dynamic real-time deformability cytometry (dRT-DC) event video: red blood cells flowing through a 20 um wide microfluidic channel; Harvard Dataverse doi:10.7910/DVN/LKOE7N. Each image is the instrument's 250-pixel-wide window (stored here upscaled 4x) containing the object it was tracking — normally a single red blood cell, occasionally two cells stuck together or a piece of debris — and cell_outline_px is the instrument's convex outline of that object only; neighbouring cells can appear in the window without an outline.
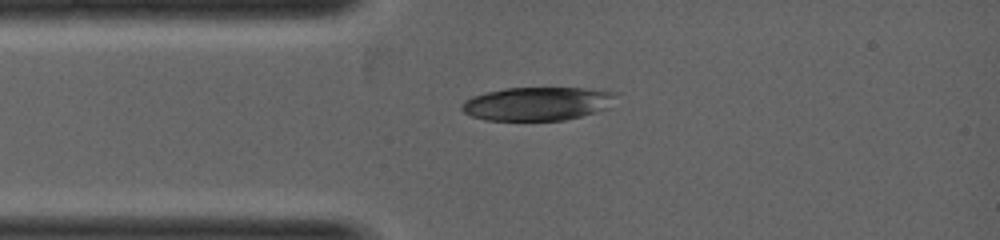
{"species": "common noctule bat (a hibernating species)", "species_latin": "Nyctalus noctula", "temperature_condition": "warm", "stored_images_in_passage": 2, "camera_frame_rate_fps": 5000, "um_per_image_px": 0.085, "animal": {"sex": "female", "body_mass_g": 19.0, "forearm_length_mm": 53.3}, "frame": {"image": 1, "passage_image": 1, "time_ms": 0.0, "image_size_px": [1000, 240], "cell_outline_px": [[620, 92], [608, 108], [596, 112], [564, 120], [484, 120], [472, 116], [464, 112], [460, 108], [460, 104], [464, 100], [472, 96], [484, 92], [504, 88], [584, 88]], "centroid_in_image_um": [45.67, 8.8], "position_along_channel_um": 39.3, "area_um2": 30.35}}